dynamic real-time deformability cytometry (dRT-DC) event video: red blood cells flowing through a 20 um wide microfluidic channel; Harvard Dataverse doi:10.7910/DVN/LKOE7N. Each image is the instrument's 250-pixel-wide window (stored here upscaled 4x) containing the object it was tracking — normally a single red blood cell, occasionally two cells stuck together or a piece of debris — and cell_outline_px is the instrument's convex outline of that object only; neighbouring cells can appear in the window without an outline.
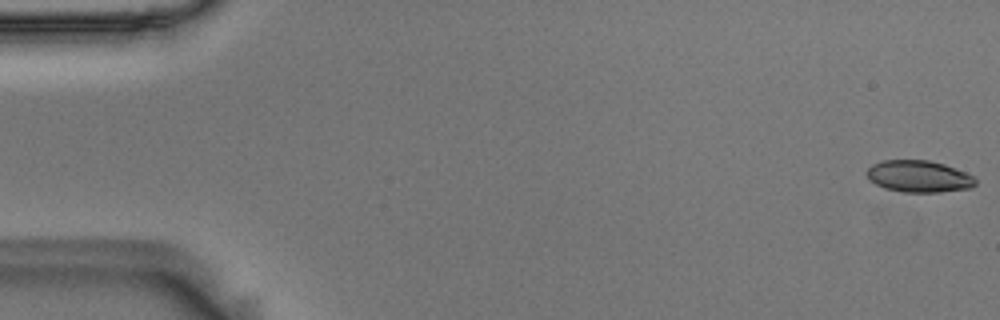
{"species": "Egyptian fruit bat (a non-hibernating species)", "species_latin": "Rousettus aegyptiacus", "temperature_condition": "room temperature", "stored_images_in_passage": 56, "camera_frame_rate_fps": 3000, "um_per_image_px": 0.085, "animal": {"sex": "male"}, "frame": {"image": 1, "passage_image": 1, "time_ms": 0.0, "image_size_px": [1000, 320], "cell_outline_px": [[976, 184], [972, 188], [940, 192], [904, 192], [884, 188], [876, 184], [868, 176], [868, 168], [872, 164], [884, 160], [928, 160], [944, 164], [964, 172], [972, 176], [976, 180]], "centroid_in_image_um": [78.12, 14.99], "position_along_channel_um": 6.9, "area_um2": 19.94}}
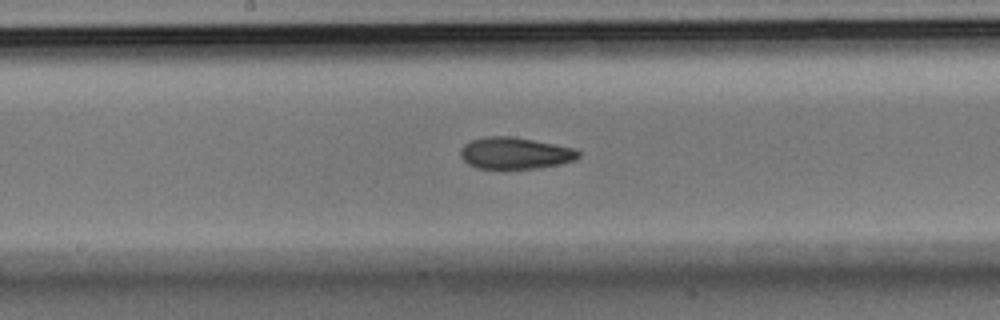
{"frame": {"image": 2, "passage_image": 29, "time_ms": 9.333, "image_size_px": [1000, 320], "cell_outline_px": [[580, 156], [576, 160], [560, 164], [536, 168], [476, 168], [468, 164], [460, 156], [460, 148], [464, 144], [472, 140], [484, 136], [512, 136], [576, 148], [580, 152]], "centroid_in_image_um": [43.78, 13.01], "position_along_channel_um": 204.4, "area_um2": 21.85}}
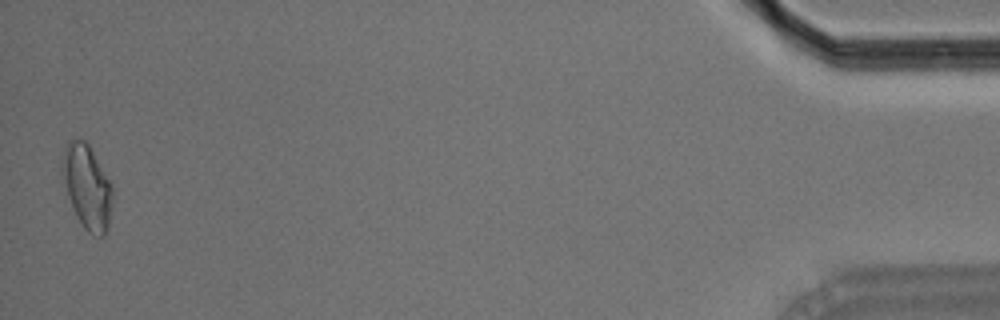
{"frame": {"image": 3, "passage_image": 55, "time_ms": 18.0, "image_size_px": [1000, 320], "cell_outline_px": [[112, 204], [108, 228], [104, 236], [100, 236], [88, 232], [84, 228], [76, 216], [60, 180], [60, 168], [64, 148], [68, 140], [84, 140], [88, 144], [112, 184]], "centroid_in_image_um": [7.36, 15.88], "position_along_channel_um": 427.8, "area_um2": 24.97}, "authors_computed_cell_mechanics": {"area_um2": 21.7328, "velocity_mm_per_s": 3.6318, "shape_relaxation_time_tau1_ms": 8.6471, "shape_relaxation_time_tau2_ms": 4.6676, "deformation_change_tau1": 0.1819, "deformation_change_tau2": 0.1084}}